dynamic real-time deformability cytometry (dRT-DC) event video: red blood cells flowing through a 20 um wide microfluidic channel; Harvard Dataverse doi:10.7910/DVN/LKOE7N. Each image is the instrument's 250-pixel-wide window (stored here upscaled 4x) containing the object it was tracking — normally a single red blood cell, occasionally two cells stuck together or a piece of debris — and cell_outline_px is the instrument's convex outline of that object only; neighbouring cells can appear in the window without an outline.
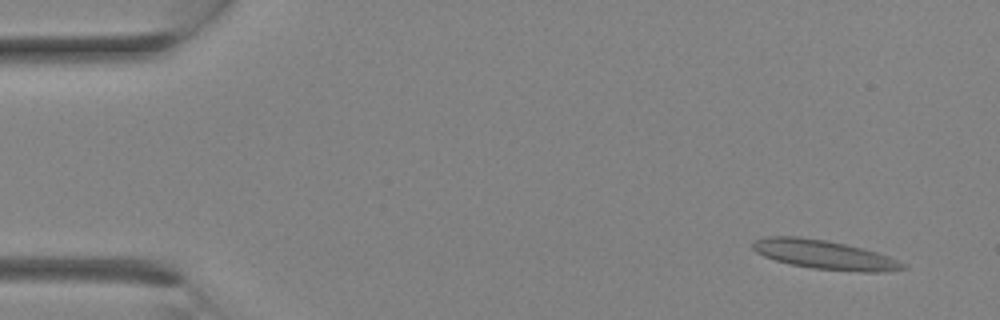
{"species": "Egyptian fruit bat (a non-hibernating species)", "species_latin": "Rousettus aegyptiacus", "temperature_condition": "room temperature", "stored_images_in_passage": 17, "camera_frame_rate_fps": 3000, "um_per_image_px": 0.085, "animal": {"sex": "female"}, "frame": {"image": 1, "passage_image": 2, "time_ms": 0.333, "image_size_px": [1000, 320], "cell_outline_px": [[908, 268], [884, 272], [860, 272], [812, 268], [792, 264], [776, 260], [764, 256], [756, 252], [752, 248], [752, 240], [764, 236], [800, 236], [824, 240], [844, 244], [876, 252], [888, 256], [908, 264]], "centroid_in_image_um": [70.07, 21.64], "position_along_channel_um": 14.9, "area_um2": 25.43}}
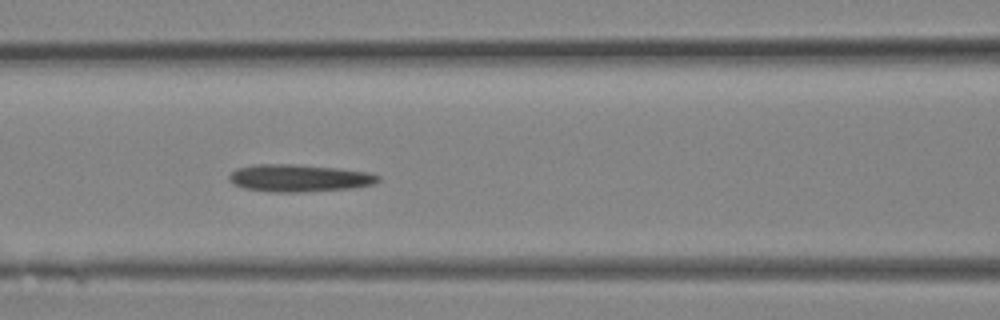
{"frame": {"image": 2, "passage_image": 12, "time_ms": 3.667, "image_size_px": [1000, 320], "cell_outline_px": [[380, 180], [372, 184], [352, 188], [304, 192], [272, 192], [244, 188], [232, 184], [228, 176], [236, 168], [252, 164], [296, 164], [340, 168], [368, 172], [380, 176]], "centroid_in_image_um": [25.4, 15.13], "position_along_channel_um": 141.2, "area_um2": 23.93}}
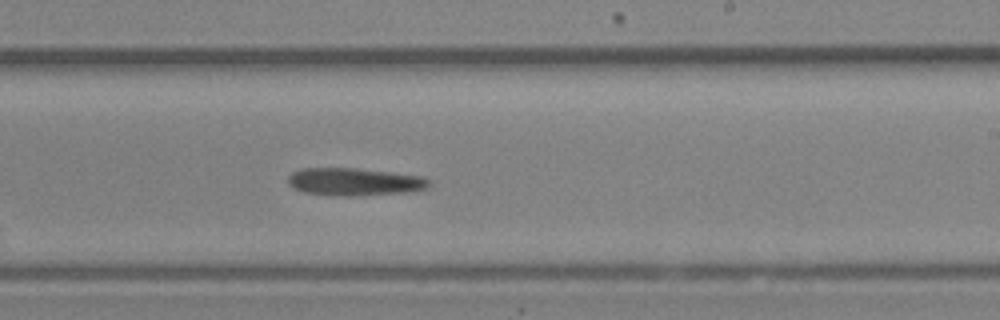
{"frame": {"image": 3, "passage_image": 17, "time_ms": 5.333, "image_size_px": [1000, 320], "cell_outline_px": [[432, 184], [428, 188], [404, 192], [352, 196], [336, 196], [304, 192], [288, 184], [288, 176], [292, 172], [300, 168], [356, 168], [424, 176], [432, 180]], "centroid_in_image_um": [30.15, 15.44], "position_along_channel_um": 258.8, "area_um2": 22.83}}